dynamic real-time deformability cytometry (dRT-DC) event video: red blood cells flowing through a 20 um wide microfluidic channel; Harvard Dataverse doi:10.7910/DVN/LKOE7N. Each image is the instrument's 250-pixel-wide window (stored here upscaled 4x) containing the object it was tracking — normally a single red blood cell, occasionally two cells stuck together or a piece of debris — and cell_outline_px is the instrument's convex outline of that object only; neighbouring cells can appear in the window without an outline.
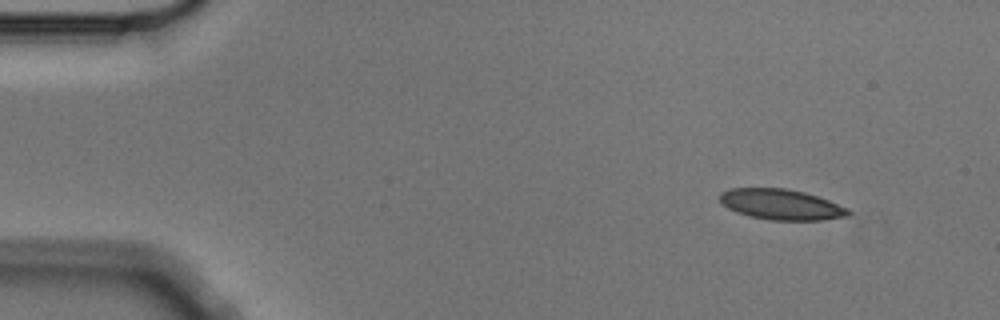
{"species": "Egyptian fruit bat (a non-hibernating species)", "species_latin": "Rousettus aegyptiacus", "temperature_condition": "cold", "stored_images_in_passage": 4, "camera_frame_rate_fps": 3000, "um_per_image_px": 0.085, "animal": {"sex": "male"}, "frame": {"image": 1, "passage_image": 1, "time_ms": 0.0, "image_size_px": [1000, 320], "cell_outline_px": [[852, 212], [848, 216], [820, 220], [768, 220], [748, 216], [736, 212], [720, 204], [720, 192], [728, 188], [788, 188], [804, 192], [828, 200], [848, 208]], "centroid_in_image_um": [66.36, 17.38], "position_along_channel_um": 18.6, "area_um2": 23.06}}
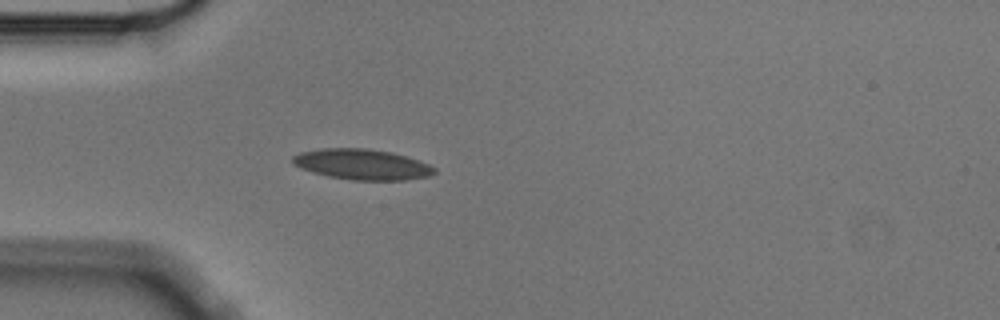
{"frame": {"image": 2, "passage_image": 4, "time_ms": 1.0, "image_size_px": [1000, 320], "cell_outline_px": [[436, 172], [428, 176], [404, 180], [352, 180], [328, 176], [312, 172], [300, 168], [292, 164], [292, 156], [300, 152], [324, 148], [364, 148], [392, 152], [428, 164], [436, 168]], "centroid_in_image_um": [30.73, 13.97], "position_along_channel_um": 54.3, "area_um2": 25.14}}